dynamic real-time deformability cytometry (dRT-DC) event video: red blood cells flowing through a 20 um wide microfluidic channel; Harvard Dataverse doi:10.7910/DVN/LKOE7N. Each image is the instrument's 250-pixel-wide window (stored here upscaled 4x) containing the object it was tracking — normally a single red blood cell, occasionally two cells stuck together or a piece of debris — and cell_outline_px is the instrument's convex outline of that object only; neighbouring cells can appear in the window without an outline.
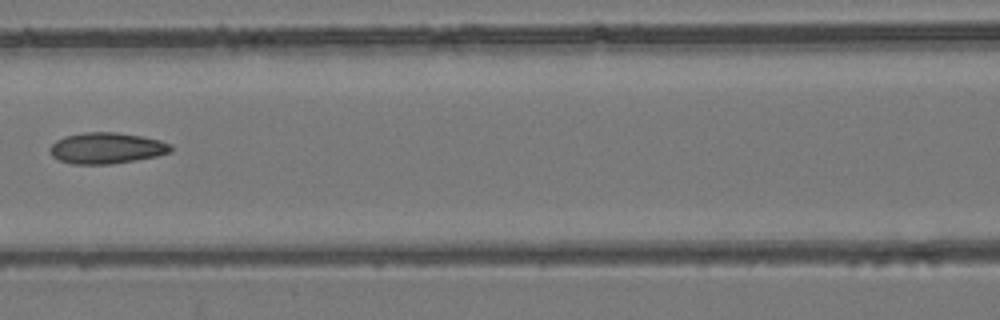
{"species": "common noctule bat (a hibernating species)", "species_latin": "Nyctalus noctula", "temperature_condition": "room temperature", "stored_images_in_passage": 8, "camera_frame_rate_fps": 3000, "um_per_image_px": 0.085, "animal": {"sex": "female", "body_mass_g": 24.6, "forearm_length_mm": 56.2}, "frame": {"image": 1, "passage_image": 8, "time_ms": 8.0, "image_size_px": [1000, 320], "cell_outline_px": [[172, 152], [156, 156], [108, 164], [72, 164], [60, 160], [52, 156], [52, 144], [56, 140], [64, 136], [84, 132], [116, 132], [144, 136], [160, 140], [172, 144]], "centroid_in_image_um": [9.09, 12.57], "position_along_channel_um": 157.5, "area_um2": 21.79}}